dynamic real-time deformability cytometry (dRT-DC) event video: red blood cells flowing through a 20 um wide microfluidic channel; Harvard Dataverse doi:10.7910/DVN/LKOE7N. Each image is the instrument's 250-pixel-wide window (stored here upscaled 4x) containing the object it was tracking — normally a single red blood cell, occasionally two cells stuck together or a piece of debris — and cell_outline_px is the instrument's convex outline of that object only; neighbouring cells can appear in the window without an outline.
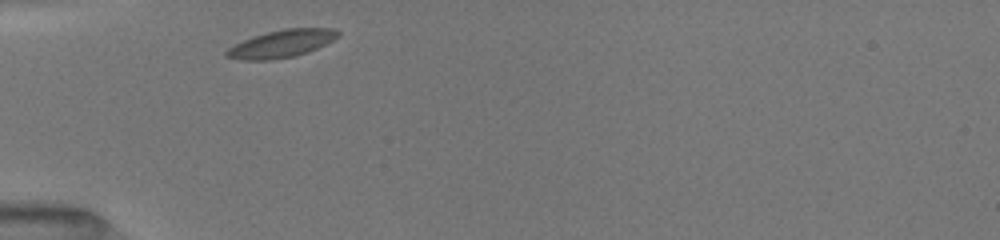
{"species": "common noctule bat (a hibernating species)", "species_latin": "Nyctalus noctula", "temperature_condition": "room temperature", "stored_images_in_passage": 29, "camera_frame_rate_fps": 3000, "um_per_image_px": 0.085, "animal": {"sex": "female", "body_mass_g": 19.5, "forearm_length_mm": 54.1}, "frame": {"image": 1, "passage_image": 1, "time_ms": 0.0, "image_size_px": [1000, 240], "cell_outline_px": [[340, 36], [316, 48], [296, 56], [272, 60], [240, 60], [224, 56], [224, 52], [228, 48], [252, 36], [284, 28], [332, 28], [340, 32]], "centroid_in_image_um": [23.9, 3.72], "position_along_channel_um": 61.1, "area_um2": 17.86}}
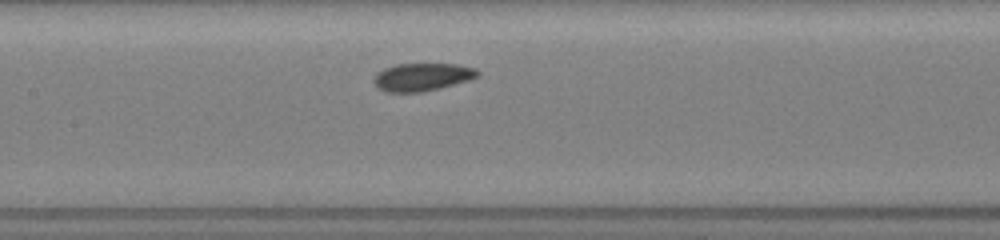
{"frame": {"image": 2, "passage_image": 10, "time_ms": 3.0, "image_size_px": [1000, 240], "cell_outline_px": [[480, 76], [472, 80], [424, 92], [384, 92], [376, 88], [372, 80], [376, 72], [384, 68], [396, 64], [460, 64], [476, 68], [480, 72]], "centroid_in_image_um": [35.9, 6.55], "position_along_channel_um": 171.5, "area_um2": 17.34}}
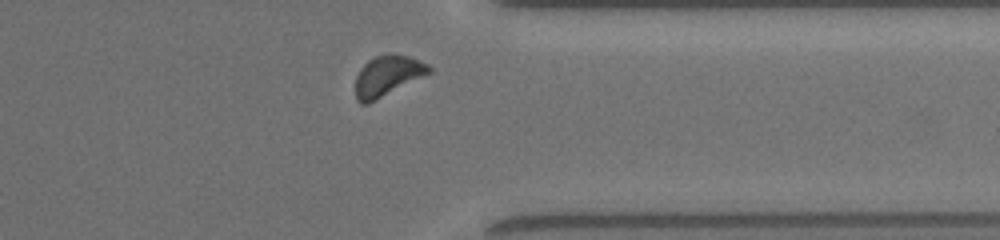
{"frame": {"image": 3, "passage_image": 26, "time_ms": 8.333, "image_size_px": [1000, 240], "cell_outline_px": [[432, 72], [368, 104], [360, 104], [356, 100], [356, 76], [360, 68], [368, 60], [376, 56], [408, 56], [428, 64], [432, 68]], "centroid_in_image_um": [32.92, 6.48], "position_along_channel_um": 378.5, "area_um2": 16.99}, "authors_computed_cell_mechanics": {"area_um2": 17.1666, "velocity_mm_per_s": 3.9287, "shape_relaxation_time_tau1_ms": 4.336, "shape_relaxation_time_tau2_ms": 3.6554, "deformation_change_tau1": 0.1021, "deformation_change_tau2": 0.0876}}